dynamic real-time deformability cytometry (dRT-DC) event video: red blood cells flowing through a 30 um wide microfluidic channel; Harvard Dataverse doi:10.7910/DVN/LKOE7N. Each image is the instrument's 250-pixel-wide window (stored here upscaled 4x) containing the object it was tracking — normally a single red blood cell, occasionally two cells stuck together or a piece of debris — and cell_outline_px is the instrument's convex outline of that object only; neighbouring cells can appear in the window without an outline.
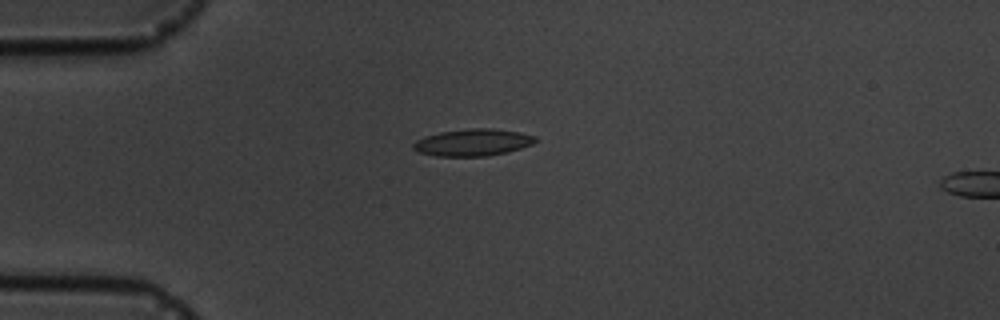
{"species": "common noctule bat (a hibernating species)", "species_latin": "Nyctalus noctula", "temperature_condition": "cold", "stored_images_in_passage": 5, "camera_frame_rate_fps": 3000, "um_per_image_px": 0.085, "animal": {"sex": "male", "body_mass_g": 19.5, "forearm_length_mm": 54.6}, "frame": {"image": 1, "passage_image": 4, "time_ms": 4.333, "image_size_px": [1000, 320], "cell_outline_px": [[536, 140], [532, 144], [508, 152], [488, 156], [436, 156], [420, 152], [412, 148], [412, 144], [416, 140], [424, 136], [440, 132], [468, 128], [492, 128], [520, 132], [536, 136]], "centroid_in_image_um": [40.18, 12.1], "position_along_channel_um": 44.8, "area_um2": 19.25}}